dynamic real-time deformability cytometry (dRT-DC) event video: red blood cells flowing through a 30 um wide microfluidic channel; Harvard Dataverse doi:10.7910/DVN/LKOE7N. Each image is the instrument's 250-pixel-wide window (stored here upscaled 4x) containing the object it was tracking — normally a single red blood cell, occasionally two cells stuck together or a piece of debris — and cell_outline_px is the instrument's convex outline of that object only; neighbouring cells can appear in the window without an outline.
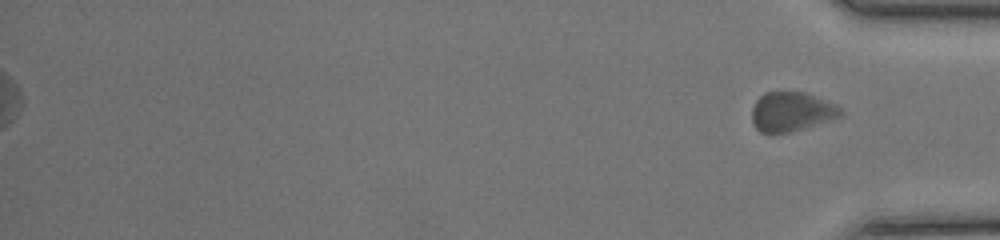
{"species": "common noctule bat (a hibernating species)", "species_latin": "Nyctalus noctula", "temperature_condition": "room temperature", "stored_images_in_passage": 37, "segment_of_instrument_passage": [2, 2], "camera_frame_rate_fps": 3000, "um_per_image_px": 0.085, "animal": {"sex": "female", "body_mass_g": 17.0, "forearm_length_mm": 48.0}, "frame": {"image": 1, "passage_image": 37, "time_ms": 12.0, "image_size_px": [1000, 240], "cell_outline_px": [[840, 116], [828, 120], [788, 132], [760, 132], [756, 128], [752, 120], [752, 108], [756, 100], [764, 92], [804, 92], [836, 104], [840, 108]], "centroid_in_image_um": [67.23, 9.47], "position_along_channel_um": 368.0, "area_um2": 19.83}}